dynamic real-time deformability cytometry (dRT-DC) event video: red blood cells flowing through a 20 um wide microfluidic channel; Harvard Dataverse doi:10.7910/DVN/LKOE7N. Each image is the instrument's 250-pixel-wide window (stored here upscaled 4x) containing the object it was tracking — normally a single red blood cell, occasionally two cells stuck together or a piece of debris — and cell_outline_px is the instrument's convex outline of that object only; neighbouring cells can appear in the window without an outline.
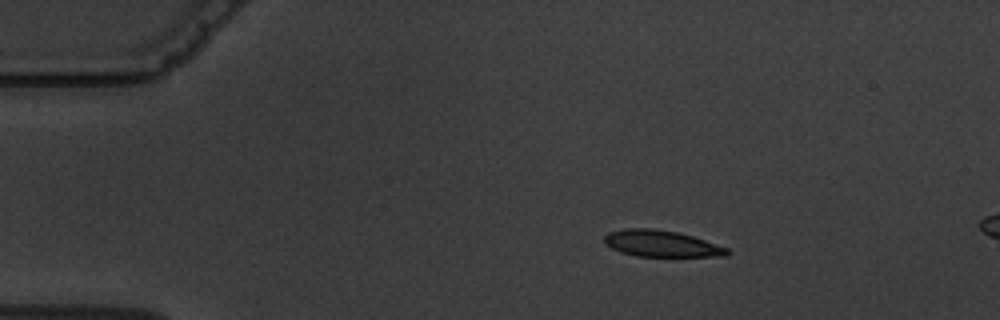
{"species": "common noctule bat (a hibernating species)", "species_latin": "Nyctalus noctula", "temperature_condition": "warm", "stored_images_in_passage": 3, "camera_frame_rate_fps": 3000, "um_per_image_px": 0.085, "animal": {"sex": "male", "body_mass_g": 19.5, "forearm_length_mm": 54.6}, "frame": {"image": 1, "passage_image": 1, "time_ms": 0.0, "image_size_px": [1000, 320], "cell_outline_px": [[732, 252], [728, 256], [636, 256], [620, 252], [604, 244], [604, 236], [608, 232], [624, 228], [652, 228], [676, 232], [692, 236], [728, 248]], "centroid_in_image_um": [56.19, 20.7], "position_along_channel_um": 28.8, "area_um2": 18.96}}